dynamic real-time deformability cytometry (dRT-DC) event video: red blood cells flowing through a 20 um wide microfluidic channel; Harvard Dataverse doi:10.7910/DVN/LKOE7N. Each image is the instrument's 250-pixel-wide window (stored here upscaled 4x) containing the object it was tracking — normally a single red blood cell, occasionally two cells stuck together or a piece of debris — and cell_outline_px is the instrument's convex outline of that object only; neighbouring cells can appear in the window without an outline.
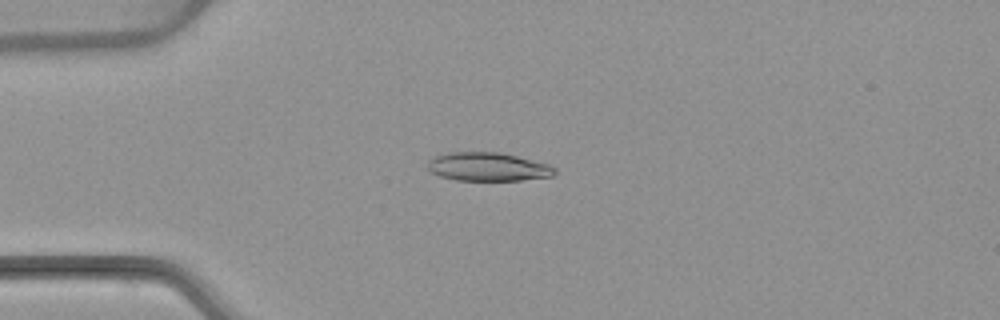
{"species": "common noctule bat (a hibernating species)", "species_latin": "Nyctalus noctula", "temperature_condition": "warm", "stored_images_in_passage": 5, "camera_frame_rate_fps": 3000, "um_per_image_px": 0.085, "animal": {"sex": "female", "body_mass_g": 22.7, "forearm_length_mm": 54.2}, "frame": {"image": 1, "passage_image": 4, "time_ms": 4.333, "image_size_px": [1000, 320], "cell_outline_px": [[556, 172], [552, 176], [520, 180], [456, 180], [440, 176], [432, 172], [428, 168], [428, 160], [436, 156], [448, 152], [500, 152], [548, 164], [556, 168]], "centroid_in_image_um": [41.47, 14.17], "position_along_channel_um": 43.5, "area_um2": 20.98}}